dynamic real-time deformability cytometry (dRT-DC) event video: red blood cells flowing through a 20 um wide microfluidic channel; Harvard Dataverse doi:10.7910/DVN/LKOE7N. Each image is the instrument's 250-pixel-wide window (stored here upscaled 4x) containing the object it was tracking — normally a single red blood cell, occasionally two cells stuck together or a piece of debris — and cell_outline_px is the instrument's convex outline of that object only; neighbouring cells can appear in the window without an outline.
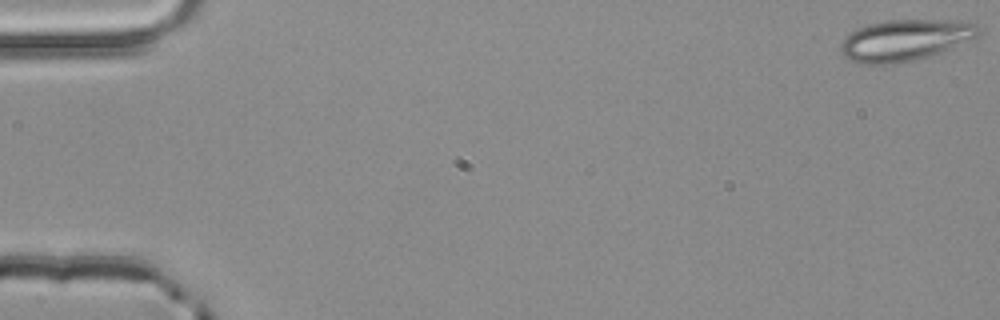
{"species": "common noctule bat (a hibernating species)", "species_latin": "Nyctalus noctula", "temperature_condition": "room temperature", "stored_images_in_passage": 3, "camera_frame_rate_fps": 3000, "um_per_image_px": 0.085, "animal": {"sex": "male", "body_mass_g": 20.4}, "frame": {"image": 1, "passage_image": 1, "time_ms": 0.0, "image_size_px": [1000, 320], "cell_outline_px": [[980, 32], [976, 36], [940, 52], [916, 60], [892, 64], [864, 64], [852, 60], [844, 56], [840, 52], [840, 44], [852, 32], [868, 24], [884, 20], [976, 20], [980, 28]], "centroid_in_image_um": [76.97, 3.39], "position_along_channel_um": 8.0, "area_um2": 33.06}}